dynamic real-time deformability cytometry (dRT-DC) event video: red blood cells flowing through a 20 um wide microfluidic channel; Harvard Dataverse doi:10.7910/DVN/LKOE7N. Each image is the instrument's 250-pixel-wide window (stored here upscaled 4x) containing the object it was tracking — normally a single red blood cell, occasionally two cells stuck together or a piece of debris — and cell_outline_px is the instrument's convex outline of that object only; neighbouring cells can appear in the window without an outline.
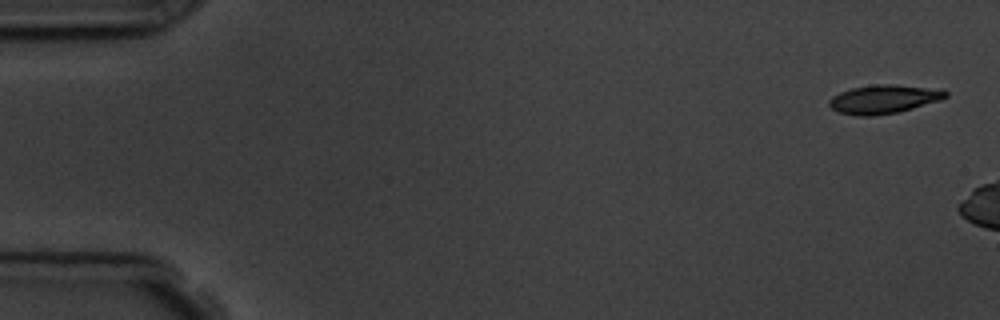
{"species": "common noctule bat (a hibernating species)", "species_latin": "Nyctalus noctula", "temperature_condition": "room temperature", "stored_images_in_passage": 3, "camera_frame_rate_fps": 3000, "um_per_image_px": 0.085, "animal": {"sex": "male", "body_mass_g": 19.5, "forearm_length_mm": 54.6}, "frame": {"image": 1, "passage_image": 1, "time_ms": 0.0, "image_size_px": [1000, 320], "cell_outline_px": [[948, 96], [940, 100], [900, 112], [872, 116], [856, 116], [840, 112], [832, 108], [828, 104], [828, 100], [832, 96], [840, 92], [852, 88], [876, 84], [892, 84], [944, 88], [948, 92]], "centroid_in_image_um": [75.17, 8.42], "position_along_channel_um": 9.8, "area_um2": 19.77}}